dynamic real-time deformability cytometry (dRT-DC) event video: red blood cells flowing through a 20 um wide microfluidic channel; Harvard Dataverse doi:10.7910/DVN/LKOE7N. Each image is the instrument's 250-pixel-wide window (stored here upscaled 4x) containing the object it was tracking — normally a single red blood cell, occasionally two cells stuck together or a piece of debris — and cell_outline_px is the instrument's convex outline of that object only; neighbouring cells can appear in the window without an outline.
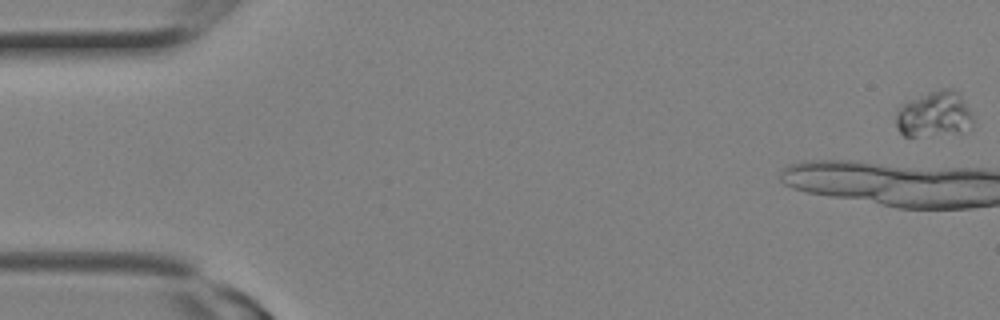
{"species": "Egyptian fruit bat (a non-hibernating species)", "species_latin": "Rousettus aegyptiacus", "temperature_condition": "room temperature", "stored_images_in_passage": 9, "camera_frame_rate_fps": 3000, "um_per_image_px": 0.085, "animal": {"sex": "female"}, "frame": {"image": 1, "passage_image": 1, "time_ms": 0.0, "image_size_px": [1000, 320], "cell_outline_px": [[972, 128], [960, 132], [916, 136], [904, 136], [896, 128], [896, 108], [900, 104], [908, 100], [928, 92], [940, 88], [952, 88], [960, 96], [972, 112]], "centroid_in_image_um": [79.38, 9.7], "position_along_channel_um": 5.6, "area_um2": 20.69}}